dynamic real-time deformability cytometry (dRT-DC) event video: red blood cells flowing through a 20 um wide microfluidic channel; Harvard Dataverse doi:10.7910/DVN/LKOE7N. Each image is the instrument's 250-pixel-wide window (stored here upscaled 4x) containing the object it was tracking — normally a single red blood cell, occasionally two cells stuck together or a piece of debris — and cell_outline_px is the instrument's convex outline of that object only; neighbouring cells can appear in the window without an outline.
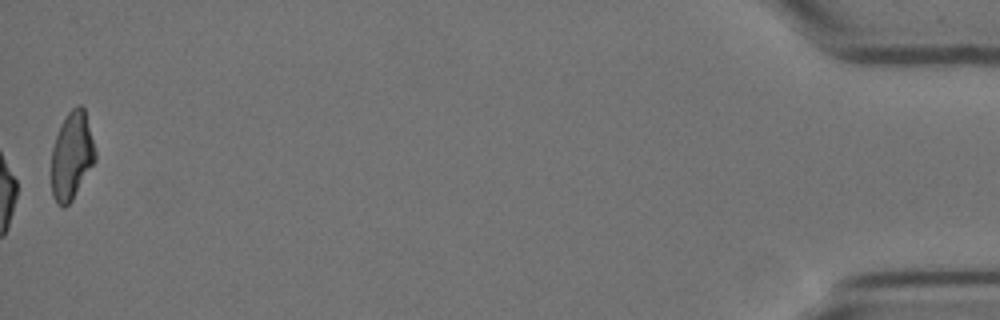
{"species": "Egyptian fruit bat (a non-hibernating species)", "species_latin": "Rousettus aegyptiacus", "temperature_condition": "cold", "stored_images_in_passage": 58, "camera_frame_rate_fps": 3000, "um_per_image_px": 0.085, "animal": {"sex": "female"}, "frame": {"image": 1, "passage_image": 58, "time_ms": 19.0, "image_size_px": [1000, 320], "cell_outline_px": [[96, 160], [72, 200], [64, 208], [52, 196], [52, 148], [60, 124], [68, 112], [76, 104], [80, 104], [84, 108], [96, 152]], "centroid_in_image_um": [6.1, 13.21], "position_along_channel_um": 429.1, "area_um2": 22.25}, "authors_computed_cell_mechanics": {"area_um2": 21.3571, "velocity_mm_per_s": 3.5157, "shape_relaxation_time_tau1_ms": 8.596, "shape_relaxation_time_tau2_ms": 4.8051, "deformation_change_tau1": 0.2156, "deformation_change_tau2": 0.0968}}